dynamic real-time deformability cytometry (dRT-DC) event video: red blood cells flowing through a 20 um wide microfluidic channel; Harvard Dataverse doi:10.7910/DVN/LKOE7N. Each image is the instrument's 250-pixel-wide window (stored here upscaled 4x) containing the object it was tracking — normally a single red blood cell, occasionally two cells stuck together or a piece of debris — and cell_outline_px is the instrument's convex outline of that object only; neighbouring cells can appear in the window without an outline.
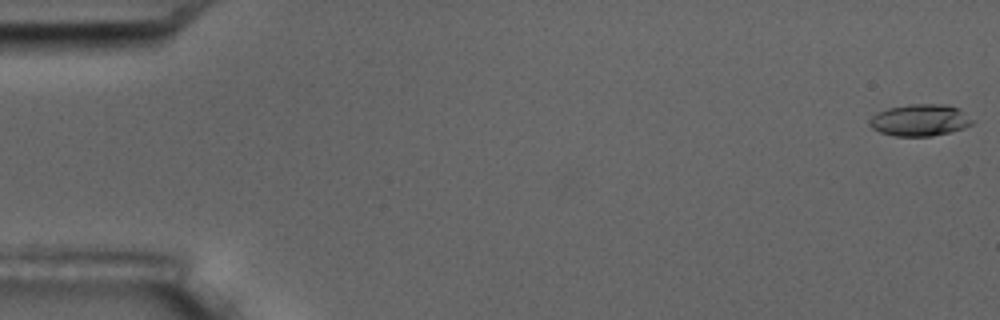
{"species": "common noctule bat (a hibernating species)", "species_latin": "Nyctalus noctula", "temperature_condition": "room temperature", "stored_images_in_passage": 17, "camera_frame_rate_fps": 3000, "um_per_image_px": 0.085, "animal": {"sex": "male", "body_mass_g": 17.5, "forearm_length_mm": 52.3}, "frame": {"image": 1, "passage_image": 1, "time_ms": 0.0, "image_size_px": [1000, 320], "cell_outline_px": [[972, 124], [964, 128], [932, 136], [892, 136], [880, 132], [872, 128], [868, 124], [868, 120], [876, 112], [888, 108], [908, 104], [944, 104], [960, 108], [972, 120]], "centroid_in_image_um": [78.15, 10.21], "position_along_channel_um": 6.8, "area_um2": 19.13}}
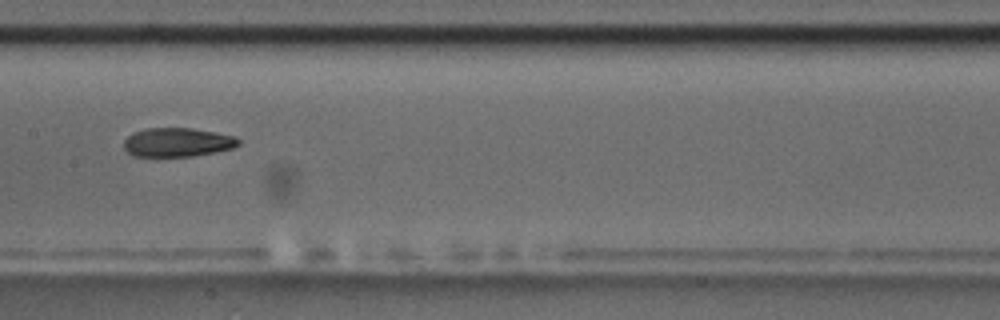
{"frame": {"image": 2, "passage_image": 9, "time_ms": 9.333, "image_size_px": [1000, 320], "cell_outline_px": [[240, 144], [232, 148], [216, 152], [192, 156], [132, 156], [124, 148], [124, 140], [132, 132], [144, 128], [192, 128], [236, 136], [240, 140]], "centroid_in_image_um": [15.07, 12.09], "position_along_channel_um": 192.3, "area_um2": 19.42}}
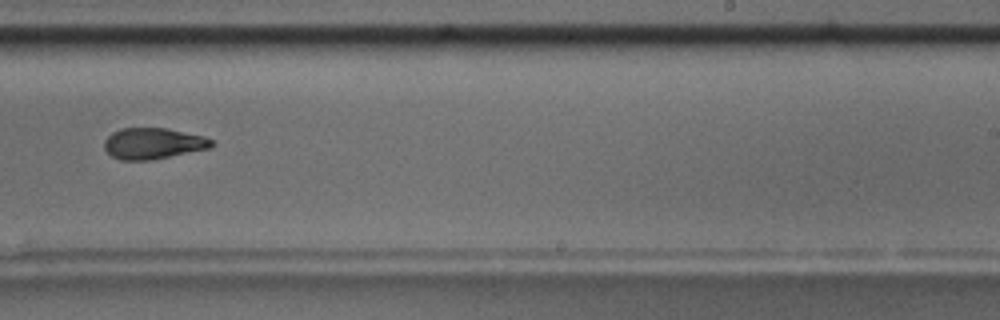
{"frame": {"image": 3, "passage_image": 11, "time_ms": 11.667, "image_size_px": [1000, 320], "cell_outline_px": [[216, 144], [208, 148], [152, 160], [120, 160], [112, 156], [104, 148], [104, 140], [112, 132], [120, 128], [168, 128], [204, 136], [212, 140]], "centroid_in_image_um": [13.0, 12.19], "position_along_channel_um": 276.0, "area_um2": 19.48}, "authors_computed_cell_mechanics": {"area_um2": 19.7676, "velocity_mm_per_s": 3.5918, "shape_relaxation_time_tau1_ms": null, "shape_relaxation_time_tau2_ms": 2.3819, "deformation_change_tau1": null, "deformation_change_tau2": 0.0934}}